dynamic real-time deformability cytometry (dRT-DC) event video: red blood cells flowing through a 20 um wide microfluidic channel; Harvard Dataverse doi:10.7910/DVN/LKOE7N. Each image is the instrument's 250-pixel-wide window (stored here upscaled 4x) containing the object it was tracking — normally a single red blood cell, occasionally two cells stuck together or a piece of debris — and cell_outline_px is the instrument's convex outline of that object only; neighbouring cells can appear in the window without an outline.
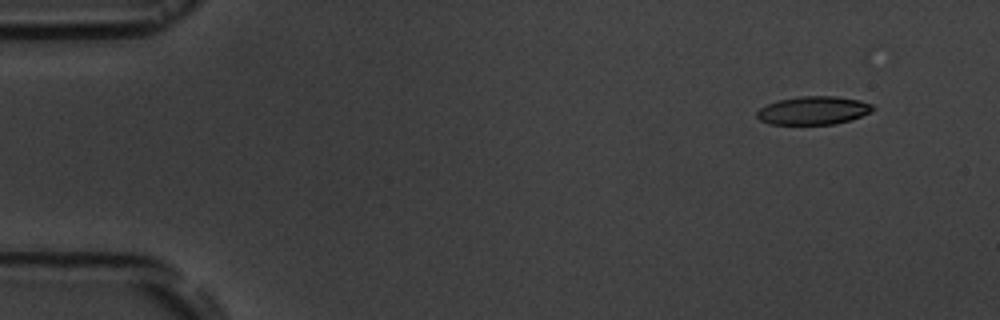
{"species": "common noctule bat (a hibernating species)", "species_latin": "Nyctalus noctula", "temperature_condition": "room temperature", "stored_images_in_passage": 6, "camera_frame_rate_fps": 3000, "um_per_image_px": 0.085, "animal": {"sex": "male", "body_mass_g": 19.5, "forearm_length_mm": 54.6}, "frame": {"image": 1, "passage_image": 1, "time_ms": 0.0, "image_size_px": [1000, 320], "cell_outline_px": [[876, 108], [860, 116], [836, 124], [772, 124], [760, 120], [756, 116], [756, 112], [760, 108], [776, 100], [800, 96], [836, 96], [860, 100], [872, 104]], "centroid_in_image_um": [69.12, 9.38], "position_along_channel_um": 15.9, "area_um2": 19.02}}
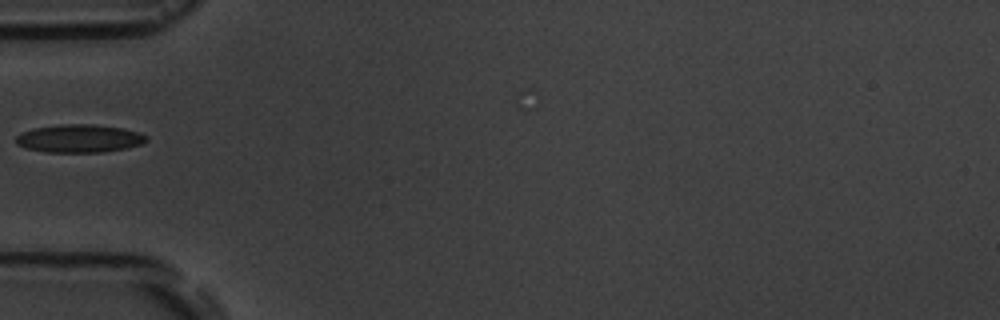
{"frame": {"image": 2, "passage_image": 5, "time_ms": 4.667, "image_size_px": [1000, 320], "cell_outline_px": [[148, 140], [140, 144], [128, 148], [104, 152], [44, 152], [24, 148], [16, 144], [16, 136], [20, 132], [32, 128], [60, 124], [92, 124], [124, 128], [148, 136]], "centroid_in_image_um": [6.7, 11.77], "position_along_channel_um": 78.3, "area_um2": 21.56}}
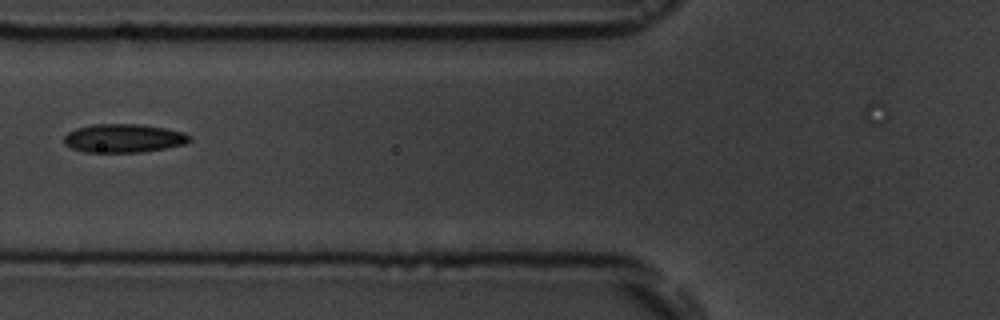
{"frame": {"image": 3, "passage_image": 6, "time_ms": 5.667, "image_size_px": [1000, 320], "cell_outline_px": [[192, 140], [184, 144], [164, 148], [140, 152], [84, 152], [72, 148], [64, 144], [64, 136], [68, 132], [76, 128], [92, 124], [140, 124], [164, 128], [184, 132], [192, 136]], "centroid_in_image_um": [10.5, 11.74], "position_along_channel_um": 115.3, "area_um2": 20.92}}